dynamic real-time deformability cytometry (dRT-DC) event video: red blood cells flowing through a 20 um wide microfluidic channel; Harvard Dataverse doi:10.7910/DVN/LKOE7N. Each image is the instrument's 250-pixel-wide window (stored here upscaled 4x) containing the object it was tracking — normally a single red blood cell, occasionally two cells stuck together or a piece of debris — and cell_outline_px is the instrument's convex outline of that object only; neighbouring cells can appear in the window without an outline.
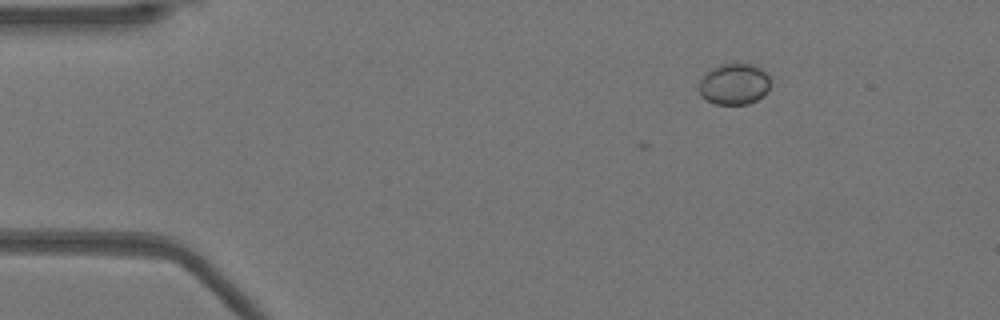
{"species": "Egyptian fruit bat (a non-hibernating species)", "species_latin": "Rousettus aegyptiacus", "temperature_condition": "warm", "stored_images_in_passage": 3, "camera_frame_rate_fps": 3000, "um_per_image_px": 0.085, "animal": {"sex": "female"}, "frame": {"image": 1, "passage_image": 1, "time_ms": 0.0, "image_size_px": [1000, 320], "cell_outline_px": [[768, 88], [764, 96], [748, 104], [716, 104], [700, 96], [700, 80], [712, 68], [720, 64], [732, 60], [752, 64], [768, 72]], "centroid_in_image_um": [62.42, 7.1], "position_along_channel_um": 22.6, "area_um2": 17.4}}